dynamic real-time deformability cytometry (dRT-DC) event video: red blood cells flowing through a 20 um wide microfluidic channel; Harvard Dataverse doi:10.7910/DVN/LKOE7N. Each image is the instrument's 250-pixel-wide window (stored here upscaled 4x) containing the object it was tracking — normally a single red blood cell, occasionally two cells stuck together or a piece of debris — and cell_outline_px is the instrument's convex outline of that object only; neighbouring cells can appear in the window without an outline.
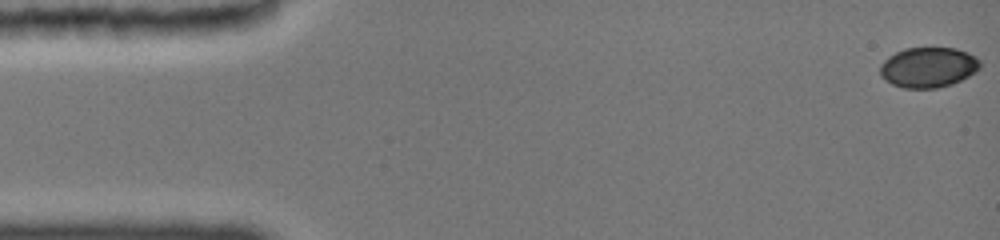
{"species": "common noctule bat (a hibernating species)", "species_latin": "Nyctalus noctula", "temperature_condition": "cold", "stored_images_in_passage": 23, "camera_frame_rate_fps": 3000, "um_per_image_px": 0.085, "animal": {"sex": "female", "body_mass_g": 19.0, "forearm_length_mm": 51.5}, "frame": {"image": 1, "passage_image": 1, "time_ms": 0.0, "image_size_px": [1000, 240], "cell_outline_px": [[980, 68], [976, 72], [952, 84], [936, 88], [904, 88], [892, 84], [884, 80], [880, 76], [880, 64], [888, 56], [904, 48], [956, 48], [968, 52], [976, 56], [980, 60]], "centroid_in_image_um": [78.9, 5.72], "position_along_channel_um": 6.1, "area_um2": 23.64}}
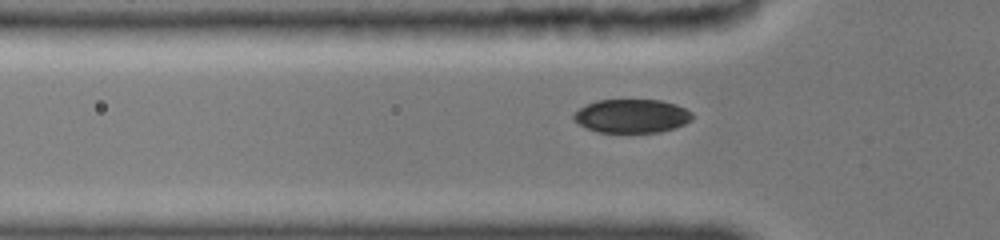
{"frame": {"image": 2, "passage_image": 14, "time_ms": 5.0, "image_size_px": [1000, 240], "cell_outline_px": [[692, 116], [684, 124], [660, 132], [600, 132], [588, 128], [580, 124], [572, 116], [584, 104], [596, 100], [660, 100], [676, 104], [692, 112]], "centroid_in_image_um": [53.68, 9.84], "position_along_channel_um": 72.1, "area_um2": 22.95}}
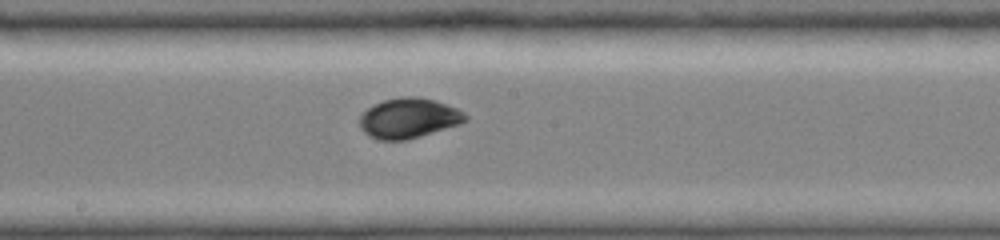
{"frame": {"image": 3, "passage_image": 23, "time_ms": 8.667, "image_size_px": [1000, 240], "cell_outline_px": [[468, 116], [464, 120], [456, 124], [404, 140], [380, 140], [364, 132], [360, 128], [360, 116], [372, 104], [384, 100], [400, 96], [420, 96], [436, 100], [456, 108], [464, 112]], "centroid_in_image_um": [34.69, 10.0], "position_along_channel_um": 213.5, "area_um2": 24.22}}